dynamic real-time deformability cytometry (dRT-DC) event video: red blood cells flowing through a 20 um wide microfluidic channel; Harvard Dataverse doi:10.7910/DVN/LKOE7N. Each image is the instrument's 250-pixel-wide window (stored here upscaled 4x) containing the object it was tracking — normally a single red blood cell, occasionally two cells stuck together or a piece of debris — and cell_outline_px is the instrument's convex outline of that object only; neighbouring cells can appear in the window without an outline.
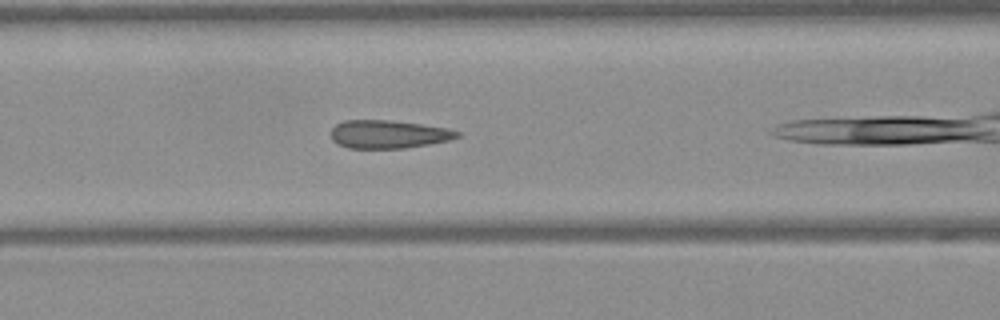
{"species": "Egyptian fruit bat (a non-hibernating species)", "species_latin": "Rousettus aegyptiacus", "temperature_condition": "warm", "stored_images_in_passage": 25, "camera_frame_rate_fps": 3000, "um_per_image_px": 0.085, "frame": {"image": 1, "passage_image": 6, "time_ms": 1.667, "image_size_px": [1000, 320], "cell_outline_px": [[460, 136], [448, 140], [428, 144], [404, 148], [348, 148], [332, 140], [332, 128], [336, 124], [344, 120], [388, 120], [420, 124], [448, 128], [460, 132]], "centroid_in_image_um": [33.01, 11.4], "position_along_channel_um": 133.6, "area_um2": 20.52}}
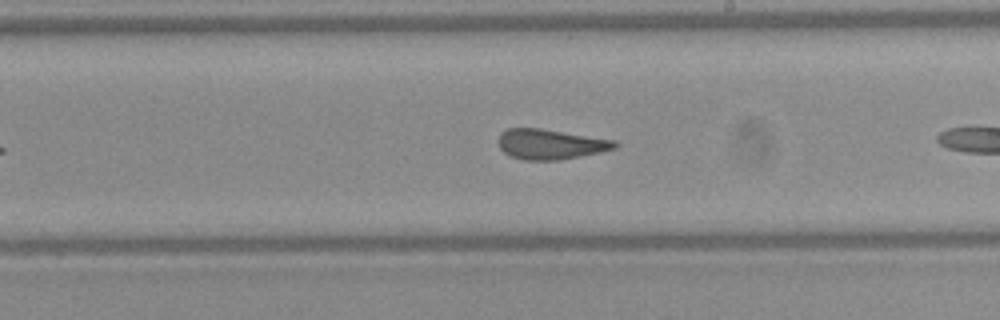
{"frame": {"image": 2, "passage_image": 14, "time_ms": 4.333, "image_size_px": [1000, 320], "cell_outline_px": [[620, 144], [616, 148], [600, 152], [580, 156], [556, 160], [524, 160], [512, 156], [504, 152], [500, 148], [500, 132], [508, 128], [540, 128], [616, 140]], "centroid_in_image_um": [46.82, 12.25], "position_along_channel_um": 242.2, "area_um2": 20.35}}
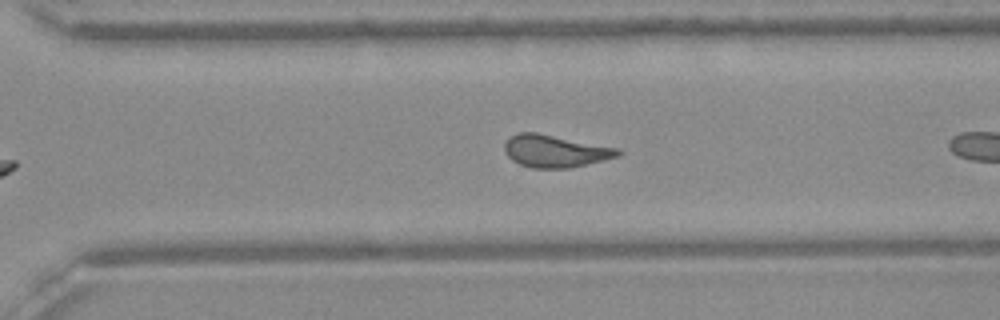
{"frame": {"image": 3, "passage_image": 20, "time_ms": 6.333, "image_size_px": [1000, 320], "cell_outline_px": [[620, 152], [616, 156], [572, 168], [532, 168], [520, 164], [512, 160], [504, 152], [504, 144], [508, 136], [516, 132], [536, 132], [620, 148]], "centroid_in_image_um": [47.12, 12.83], "position_along_channel_um": 323.5, "area_um2": 21.44}}